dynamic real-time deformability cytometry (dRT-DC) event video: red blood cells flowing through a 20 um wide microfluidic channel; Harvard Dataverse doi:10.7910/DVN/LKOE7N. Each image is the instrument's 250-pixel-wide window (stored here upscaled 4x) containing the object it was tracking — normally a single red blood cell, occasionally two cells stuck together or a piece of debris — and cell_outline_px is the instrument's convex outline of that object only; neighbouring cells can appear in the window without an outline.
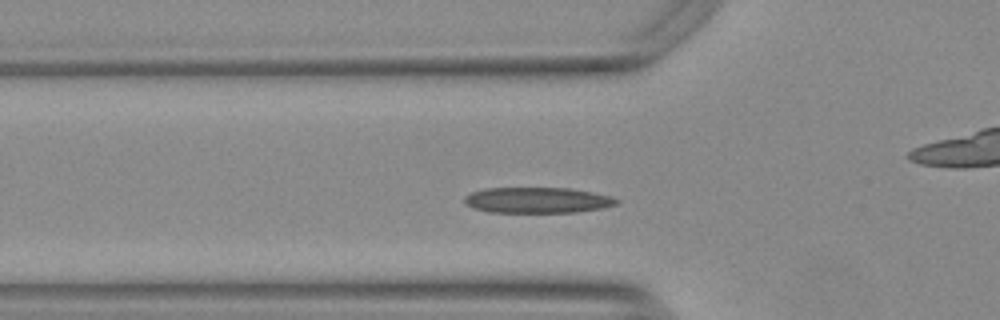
{"species": "Egyptian fruit bat (a non-hibernating species)", "species_latin": "Rousettus aegyptiacus", "temperature_condition": "warm", "stored_images_in_passage": 45, "camera_frame_rate_fps": 3000, "um_per_image_px": 0.085, "animal": {"sex": "female"}, "frame": {"image": 1, "passage_image": 12, "time_ms": 3.667, "image_size_px": [1000, 320], "cell_outline_px": [[620, 204], [604, 208], [576, 212], [488, 212], [472, 208], [464, 204], [464, 196], [472, 192], [484, 188], [568, 188], [592, 192], [612, 196], [620, 200]], "centroid_in_image_um": [45.69, 17.02], "position_along_channel_um": 80.1, "area_um2": 23.06}}
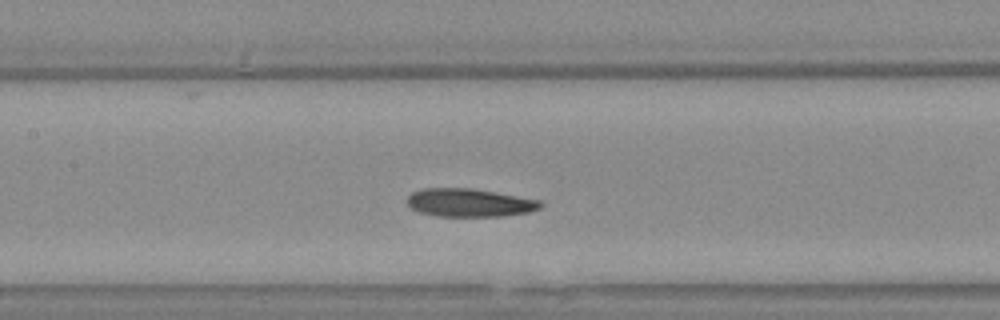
{"frame": {"image": 2, "passage_image": 19, "time_ms": 6.0, "image_size_px": [1000, 320], "cell_outline_px": [[544, 204], [540, 208], [528, 212], [504, 216], [436, 216], [420, 212], [412, 208], [408, 204], [408, 196], [412, 192], [420, 188], [468, 188], [540, 200]], "centroid_in_image_um": [39.89, 17.23], "position_along_channel_um": 167.5, "area_um2": 21.68}}
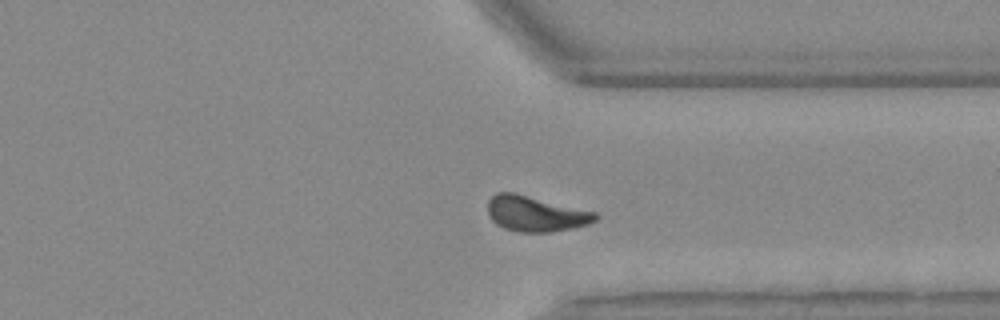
{"frame": {"image": 3, "passage_image": 35, "time_ms": 11.333, "image_size_px": [1000, 320], "cell_outline_px": [[600, 216], [596, 220], [588, 224], [572, 228], [552, 232], [520, 232], [504, 228], [496, 224], [492, 220], [488, 212], [488, 200], [496, 192], [512, 192], [596, 212]], "centroid_in_image_um": [45.52, 18.17], "position_along_channel_um": 365.9, "area_um2": 22.14}, "authors_computed_cell_mechanics": {"area_um2": 22.0796, "velocity_mm_per_s": 3.7266, "shape_relaxation_time_tau1_ms": 4.4501, "shape_relaxation_time_tau2_ms": 2.1193, "deformation_change_tau1": 0.1533, "deformation_change_tau2": 0.0857}}